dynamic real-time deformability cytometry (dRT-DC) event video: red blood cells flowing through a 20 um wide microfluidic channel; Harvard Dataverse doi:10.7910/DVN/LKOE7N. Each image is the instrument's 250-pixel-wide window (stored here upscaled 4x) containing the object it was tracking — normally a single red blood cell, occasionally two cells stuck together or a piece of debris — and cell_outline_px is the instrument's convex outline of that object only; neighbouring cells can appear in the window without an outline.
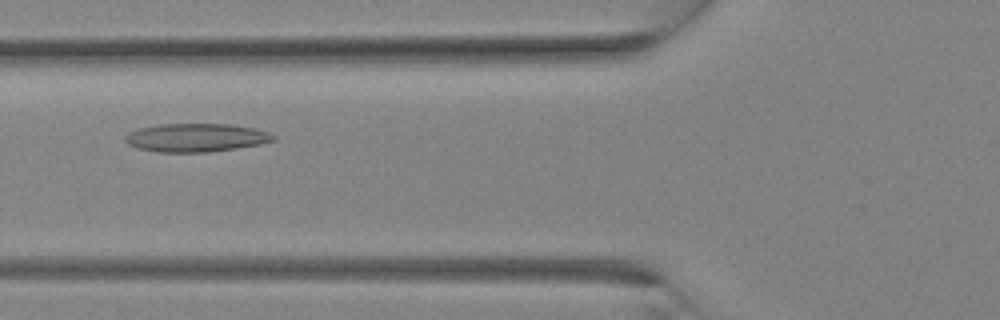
{"species": "Egyptian fruit bat (a non-hibernating species)", "species_latin": "Rousettus aegyptiacus", "temperature_condition": "room temperature", "stored_images_in_passage": 22, "camera_frame_rate_fps": 3000, "um_per_image_px": 0.085, "animal": {"sex": "female"}, "frame": {"image": 1, "passage_image": 4, "time_ms": 1.0, "image_size_px": [1000, 320], "cell_outline_px": [[276, 140], [260, 144], [236, 148], [208, 152], [156, 152], [136, 148], [128, 144], [124, 140], [124, 136], [128, 132], [140, 128], [160, 124], [232, 124], [256, 128], [268, 132], [276, 136]], "centroid_in_image_um": [16.66, 11.7], "position_along_channel_um": 109.1, "area_um2": 24.68}}
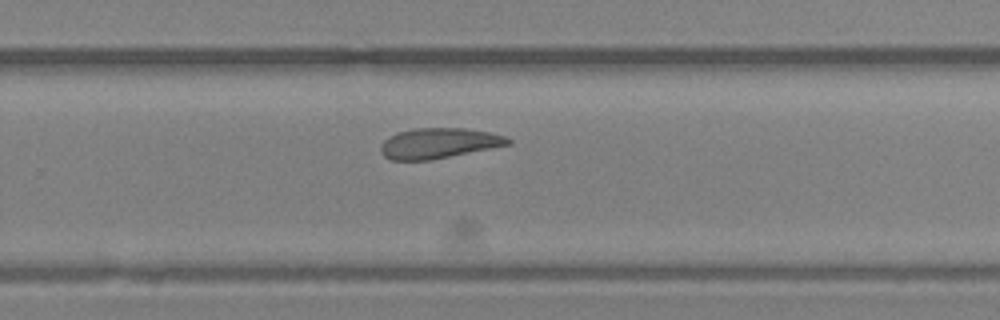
{"frame": {"image": 2, "passage_image": 12, "time_ms": 3.667, "image_size_px": [1000, 320], "cell_outline_px": [[512, 144], [432, 160], [388, 160], [380, 152], [380, 144], [388, 136], [396, 132], [416, 128], [464, 128], [488, 132], [504, 136], [512, 140]], "centroid_in_image_um": [37.25, 12.18], "position_along_channel_um": 292.5, "area_um2": 22.72}}
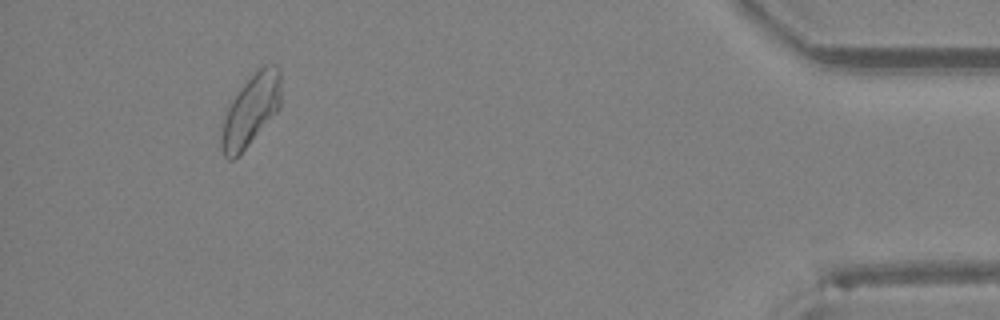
{"frame": {"image": 3, "passage_image": 20, "time_ms": 6.333, "image_size_px": [1000, 320], "cell_outline_px": [[280, 108], [248, 144], [232, 160], [228, 160], [224, 156], [220, 148], [220, 136], [224, 120], [228, 108], [232, 100], [240, 88], [264, 64], [276, 64], [280, 72]], "centroid_in_image_um": [21.31, 9.37], "position_along_channel_um": 413.9, "area_um2": 24.16}}